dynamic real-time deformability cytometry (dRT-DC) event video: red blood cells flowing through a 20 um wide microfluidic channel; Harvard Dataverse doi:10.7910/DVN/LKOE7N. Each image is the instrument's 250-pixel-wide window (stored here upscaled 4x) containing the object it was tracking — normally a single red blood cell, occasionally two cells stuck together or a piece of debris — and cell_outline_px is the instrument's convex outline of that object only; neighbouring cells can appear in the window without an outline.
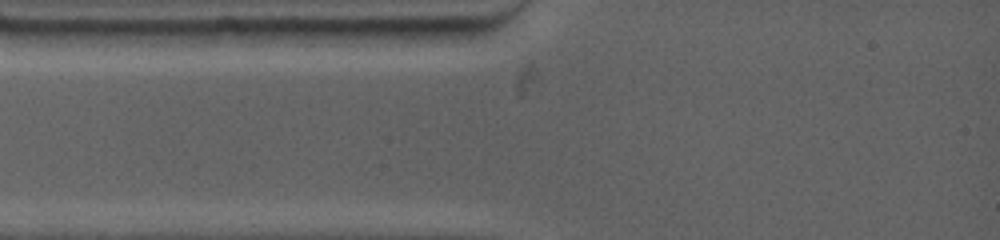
{"species": "common noctule bat (a hibernating species)", "species_latin": "Nyctalus noctula", "temperature_condition": "warm", "stored_images_in_passage": 1, "camera_frame_rate_fps": 4500, "um_per_image_px": 0.085, "animal": {"sex": "female", "body_mass_g": 19.0, "forearm_length_mm": 53.3}, "frame": {"image": 1, "passage_image": 1, "time_ms": 0.0, "image_size_px": [1000, 240], "cell_outline_px": [[176, 32], [152, 44], [104, 48], [92, 44], [60, 32], [68, 28], [88, 28]], "centroid_in_image_um": [9.88, 3.12], "position_along_channel_um": 75.1, "area_um2": 10.46}}